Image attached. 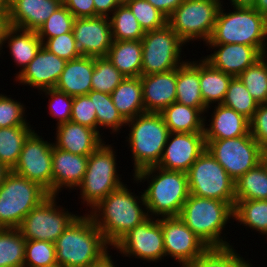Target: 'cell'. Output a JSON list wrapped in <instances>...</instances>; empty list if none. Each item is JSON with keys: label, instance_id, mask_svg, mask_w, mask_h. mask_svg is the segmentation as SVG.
<instances>
[{"label": "cell", "instance_id": "obj_1", "mask_svg": "<svg viewBox=\"0 0 267 267\" xmlns=\"http://www.w3.org/2000/svg\"><path fill=\"white\" fill-rule=\"evenodd\" d=\"M126 185H121L88 211L110 247L149 217L143 192L136 196Z\"/></svg>", "mask_w": 267, "mask_h": 267}, {"label": "cell", "instance_id": "obj_2", "mask_svg": "<svg viewBox=\"0 0 267 267\" xmlns=\"http://www.w3.org/2000/svg\"><path fill=\"white\" fill-rule=\"evenodd\" d=\"M133 176L134 183L143 180L148 182L143 190L148 216L160 218L180 215L190 194L187 173L150 166L137 171Z\"/></svg>", "mask_w": 267, "mask_h": 267}, {"label": "cell", "instance_id": "obj_3", "mask_svg": "<svg viewBox=\"0 0 267 267\" xmlns=\"http://www.w3.org/2000/svg\"><path fill=\"white\" fill-rule=\"evenodd\" d=\"M109 246L89 213L78 215L55 242L56 262L63 267H88Z\"/></svg>", "mask_w": 267, "mask_h": 267}, {"label": "cell", "instance_id": "obj_4", "mask_svg": "<svg viewBox=\"0 0 267 267\" xmlns=\"http://www.w3.org/2000/svg\"><path fill=\"white\" fill-rule=\"evenodd\" d=\"M223 3L217 14L215 27L206 44H234L253 46L267 54V17L253 7H235L225 12Z\"/></svg>", "mask_w": 267, "mask_h": 267}, {"label": "cell", "instance_id": "obj_5", "mask_svg": "<svg viewBox=\"0 0 267 267\" xmlns=\"http://www.w3.org/2000/svg\"><path fill=\"white\" fill-rule=\"evenodd\" d=\"M179 217L209 248L232 246L221 236L230 219L234 220L230 203L189 194Z\"/></svg>", "mask_w": 267, "mask_h": 267}, {"label": "cell", "instance_id": "obj_6", "mask_svg": "<svg viewBox=\"0 0 267 267\" xmlns=\"http://www.w3.org/2000/svg\"><path fill=\"white\" fill-rule=\"evenodd\" d=\"M130 133L126 136L134 161L133 171L156 166L163 154L169 135L160 113H143L126 121Z\"/></svg>", "mask_w": 267, "mask_h": 267}, {"label": "cell", "instance_id": "obj_7", "mask_svg": "<svg viewBox=\"0 0 267 267\" xmlns=\"http://www.w3.org/2000/svg\"><path fill=\"white\" fill-rule=\"evenodd\" d=\"M103 142L88 156L87 168L82 183L76 188L80 190L81 202L90 210L108 194L123 185L116 163V152L113 146Z\"/></svg>", "mask_w": 267, "mask_h": 267}, {"label": "cell", "instance_id": "obj_8", "mask_svg": "<svg viewBox=\"0 0 267 267\" xmlns=\"http://www.w3.org/2000/svg\"><path fill=\"white\" fill-rule=\"evenodd\" d=\"M49 193L12 170L0 187V228H18L25 216Z\"/></svg>", "mask_w": 267, "mask_h": 267}, {"label": "cell", "instance_id": "obj_9", "mask_svg": "<svg viewBox=\"0 0 267 267\" xmlns=\"http://www.w3.org/2000/svg\"><path fill=\"white\" fill-rule=\"evenodd\" d=\"M223 0H184L168 18V25L185 43H207L214 31Z\"/></svg>", "mask_w": 267, "mask_h": 267}, {"label": "cell", "instance_id": "obj_10", "mask_svg": "<svg viewBox=\"0 0 267 267\" xmlns=\"http://www.w3.org/2000/svg\"><path fill=\"white\" fill-rule=\"evenodd\" d=\"M187 176L190 194L235 206V181L207 149L192 164Z\"/></svg>", "mask_w": 267, "mask_h": 267}, {"label": "cell", "instance_id": "obj_11", "mask_svg": "<svg viewBox=\"0 0 267 267\" xmlns=\"http://www.w3.org/2000/svg\"><path fill=\"white\" fill-rule=\"evenodd\" d=\"M206 149L236 181L248 170L255 168L267 157V152L251 136L221 140H205Z\"/></svg>", "mask_w": 267, "mask_h": 267}, {"label": "cell", "instance_id": "obj_12", "mask_svg": "<svg viewBox=\"0 0 267 267\" xmlns=\"http://www.w3.org/2000/svg\"><path fill=\"white\" fill-rule=\"evenodd\" d=\"M141 41V75L167 72L186 61L181 58V52H184L182 47L186 44L168 24L163 28L145 32Z\"/></svg>", "mask_w": 267, "mask_h": 267}, {"label": "cell", "instance_id": "obj_13", "mask_svg": "<svg viewBox=\"0 0 267 267\" xmlns=\"http://www.w3.org/2000/svg\"><path fill=\"white\" fill-rule=\"evenodd\" d=\"M57 195H49L22 220L18 230L25 240H44L55 243L57 238L78 216L57 205ZM67 210V211H66Z\"/></svg>", "mask_w": 267, "mask_h": 267}, {"label": "cell", "instance_id": "obj_14", "mask_svg": "<svg viewBox=\"0 0 267 267\" xmlns=\"http://www.w3.org/2000/svg\"><path fill=\"white\" fill-rule=\"evenodd\" d=\"M53 145L33 130L26 138L18 162L12 169L16 174L38 183L49 195H52Z\"/></svg>", "mask_w": 267, "mask_h": 267}, {"label": "cell", "instance_id": "obj_15", "mask_svg": "<svg viewBox=\"0 0 267 267\" xmlns=\"http://www.w3.org/2000/svg\"><path fill=\"white\" fill-rule=\"evenodd\" d=\"M146 262L162 261L165 255L160 218L148 217L126 233L111 249Z\"/></svg>", "mask_w": 267, "mask_h": 267}, {"label": "cell", "instance_id": "obj_16", "mask_svg": "<svg viewBox=\"0 0 267 267\" xmlns=\"http://www.w3.org/2000/svg\"><path fill=\"white\" fill-rule=\"evenodd\" d=\"M165 255L181 267L199 258L209 247L184 223L179 216L160 217Z\"/></svg>", "mask_w": 267, "mask_h": 267}, {"label": "cell", "instance_id": "obj_17", "mask_svg": "<svg viewBox=\"0 0 267 267\" xmlns=\"http://www.w3.org/2000/svg\"><path fill=\"white\" fill-rule=\"evenodd\" d=\"M205 149L204 132L169 133L163 154L156 166L168 171L187 173Z\"/></svg>", "mask_w": 267, "mask_h": 267}, {"label": "cell", "instance_id": "obj_18", "mask_svg": "<svg viewBox=\"0 0 267 267\" xmlns=\"http://www.w3.org/2000/svg\"><path fill=\"white\" fill-rule=\"evenodd\" d=\"M72 31L82 56L106 57L113 42L109 17L75 18Z\"/></svg>", "mask_w": 267, "mask_h": 267}, {"label": "cell", "instance_id": "obj_19", "mask_svg": "<svg viewBox=\"0 0 267 267\" xmlns=\"http://www.w3.org/2000/svg\"><path fill=\"white\" fill-rule=\"evenodd\" d=\"M66 62L42 46L35 58L15 76V81L38 91L55 88Z\"/></svg>", "mask_w": 267, "mask_h": 267}, {"label": "cell", "instance_id": "obj_20", "mask_svg": "<svg viewBox=\"0 0 267 267\" xmlns=\"http://www.w3.org/2000/svg\"><path fill=\"white\" fill-rule=\"evenodd\" d=\"M205 45L214 50L203 58L214 68L233 77H238L264 56L257 48L239 43Z\"/></svg>", "mask_w": 267, "mask_h": 267}, {"label": "cell", "instance_id": "obj_21", "mask_svg": "<svg viewBox=\"0 0 267 267\" xmlns=\"http://www.w3.org/2000/svg\"><path fill=\"white\" fill-rule=\"evenodd\" d=\"M87 162L88 156L73 154L53 145L52 195L59 196L64 188L76 189L83 181Z\"/></svg>", "mask_w": 267, "mask_h": 267}, {"label": "cell", "instance_id": "obj_22", "mask_svg": "<svg viewBox=\"0 0 267 267\" xmlns=\"http://www.w3.org/2000/svg\"><path fill=\"white\" fill-rule=\"evenodd\" d=\"M140 79L145 112L160 113L176 101L177 68Z\"/></svg>", "mask_w": 267, "mask_h": 267}, {"label": "cell", "instance_id": "obj_23", "mask_svg": "<svg viewBox=\"0 0 267 267\" xmlns=\"http://www.w3.org/2000/svg\"><path fill=\"white\" fill-rule=\"evenodd\" d=\"M62 4L59 0H11L10 25L37 32Z\"/></svg>", "mask_w": 267, "mask_h": 267}, {"label": "cell", "instance_id": "obj_24", "mask_svg": "<svg viewBox=\"0 0 267 267\" xmlns=\"http://www.w3.org/2000/svg\"><path fill=\"white\" fill-rule=\"evenodd\" d=\"M54 145L67 152L89 156L103 142V137L93 129L68 121L56 126Z\"/></svg>", "mask_w": 267, "mask_h": 267}, {"label": "cell", "instance_id": "obj_25", "mask_svg": "<svg viewBox=\"0 0 267 267\" xmlns=\"http://www.w3.org/2000/svg\"><path fill=\"white\" fill-rule=\"evenodd\" d=\"M211 122H204L205 140H221L247 135L250 132L249 120L234 109L223 104L214 105ZM208 126V127H207Z\"/></svg>", "mask_w": 267, "mask_h": 267}, {"label": "cell", "instance_id": "obj_26", "mask_svg": "<svg viewBox=\"0 0 267 267\" xmlns=\"http://www.w3.org/2000/svg\"><path fill=\"white\" fill-rule=\"evenodd\" d=\"M94 57L80 56L66 62L55 86L58 91L70 96L87 95L92 90L91 77Z\"/></svg>", "mask_w": 267, "mask_h": 267}, {"label": "cell", "instance_id": "obj_27", "mask_svg": "<svg viewBox=\"0 0 267 267\" xmlns=\"http://www.w3.org/2000/svg\"><path fill=\"white\" fill-rule=\"evenodd\" d=\"M207 109L193 108L175 101L160 114L170 133H195L204 132Z\"/></svg>", "mask_w": 267, "mask_h": 267}, {"label": "cell", "instance_id": "obj_28", "mask_svg": "<svg viewBox=\"0 0 267 267\" xmlns=\"http://www.w3.org/2000/svg\"><path fill=\"white\" fill-rule=\"evenodd\" d=\"M4 45L7 43L9 54H11L15 65L22 67L16 76L35 58L36 53L42 47V41L36 31L24 30L16 27H10L4 39Z\"/></svg>", "mask_w": 267, "mask_h": 267}, {"label": "cell", "instance_id": "obj_29", "mask_svg": "<svg viewBox=\"0 0 267 267\" xmlns=\"http://www.w3.org/2000/svg\"><path fill=\"white\" fill-rule=\"evenodd\" d=\"M233 76L214 68L203 57L199 59V82L204 104L210 110L212 104H222ZM217 102V103H216Z\"/></svg>", "mask_w": 267, "mask_h": 267}, {"label": "cell", "instance_id": "obj_30", "mask_svg": "<svg viewBox=\"0 0 267 267\" xmlns=\"http://www.w3.org/2000/svg\"><path fill=\"white\" fill-rule=\"evenodd\" d=\"M110 95L125 121L145 113L140 77H125Z\"/></svg>", "mask_w": 267, "mask_h": 267}, {"label": "cell", "instance_id": "obj_31", "mask_svg": "<svg viewBox=\"0 0 267 267\" xmlns=\"http://www.w3.org/2000/svg\"><path fill=\"white\" fill-rule=\"evenodd\" d=\"M125 77H140L142 69V41H114L106 55Z\"/></svg>", "mask_w": 267, "mask_h": 267}, {"label": "cell", "instance_id": "obj_32", "mask_svg": "<svg viewBox=\"0 0 267 267\" xmlns=\"http://www.w3.org/2000/svg\"><path fill=\"white\" fill-rule=\"evenodd\" d=\"M176 102L193 108H208L203 102L200 90L199 60L186 59L177 68Z\"/></svg>", "mask_w": 267, "mask_h": 267}, {"label": "cell", "instance_id": "obj_33", "mask_svg": "<svg viewBox=\"0 0 267 267\" xmlns=\"http://www.w3.org/2000/svg\"><path fill=\"white\" fill-rule=\"evenodd\" d=\"M235 199L267 200V157L235 181Z\"/></svg>", "mask_w": 267, "mask_h": 267}, {"label": "cell", "instance_id": "obj_34", "mask_svg": "<svg viewBox=\"0 0 267 267\" xmlns=\"http://www.w3.org/2000/svg\"><path fill=\"white\" fill-rule=\"evenodd\" d=\"M33 130L31 126L0 128V162L12 170L18 162L26 138Z\"/></svg>", "mask_w": 267, "mask_h": 267}, {"label": "cell", "instance_id": "obj_35", "mask_svg": "<svg viewBox=\"0 0 267 267\" xmlns=\"http://www.w3.org/2000/svg\"><path fill=\"white\" fill-rule=\"evenodd\" d=\"M234 220L266 236L267 200H238L234 206Z\"/></svg>", "mask_w": 267, "mask_h": 267}, {"label": "cell", "instance_id": "obj_36", "mask_svg": "<svg viewBox=\"0 0 267 267\" xmlns=\"http://www.w3.org/2000/svg\"><path fill=\"white\" fill-rule=\"evenodd\" d=\"M26 240L18 228H0V267H23Z\"/></svg>", "mask_w": 267, "mask_h": 267}, {"label": "cell", "instance_id": "obj_37", "mask_svg": "<svg viewBox=\"0 0 267 267\" xmlns=\"http://www.w3.org/2000/svg\"><path fill=\"white\" fill-rule=\"evenodd\" d=\"M87 95L96 110L97 133L101 137L103 133L100 134L99 128H109L112 130L111 134H117L122 127L126 126V121L114 106L110 94L91 90Z\"/></svg>", "mask_w": 267, "mask_h": 267}, {"label": "cell", "instance_id": "obj_38", "mask_svg": "<svg viewBox=\"0 0 267 267\" xmlns=\"http://www.w3.org/2000/svg\"><path fill=\"white\" fill-rule=\"evenodd\" d=\"M109 20L114 41L141 40L145 35L138 20L124 2L113 11Z\"/></svg>", "mask_w": 267, "mask_h": 267}, {"label": "cell", "instance_id": "obj_39", "mask_svg": "<svg viewBox=\"0 0 267 267\" xmlns=\"http://www.w3.org/2000/svg\"><path fill=\"white\" fill-rule=\"evenodd\" d=\"M185 267H253L233 246L208 248L199 258Z\"/></svg>", "mask_w": 267, "mask_h": 267}, {"label": "cell", "instance_id": "obj_40", "mask_svg": "<svg viewBox=\"0 0 267 267\" xmlns=\"http://www.w3.org/2000/svg\"><path fill=\"white\" fill-rule=\"evenodd\" d=\"M238 77L258 104H267V54Z\"/></svg>", "mask_w": 267, "mask_h": 267}, {"label": "cell", "instance_id": "obj_41", "mask_svg": "<svg viewBox=\"0 0 267 267\" xmlns=\"http://www.w3.org/2000/svg\"><path fill=\"white\" fill-rule=\"evenodd\" d=\"M125 79V76L107 57H94V71L91 77L93 91L111 94Z\"/></svg>", "mask_w": 267, "mask_h": 267}, {"label": "cell", "instance_id": "obj_42", "mask_svg": "<svg viewBox=\"0 0 267 267\" xmlns=\"http://www.w3.org/2000/svg\"><path fill=\"white\" fill-rule=\"evenodd\" d=\"M222 104L234 109L249 121L253 118L258 107V103L250 95L239 77L231 79Z\"/></svg>", "mask_w": 267, "mask_h": 267}, {"label": "cell", "instance_id": "obj_43", "mask_svg": "<svg viewBox=\"0 0 267 267\" xmlns=\"http://www.w3.org/2000/svg\"><path fill=\"white\" fill-rule=\"evenodd\" d=\"M124 3L132 11L144 32L157 30L168 24V18L147 0H126Z\"/></svg>", "mask_w": 267, "mask_h": 267}, {"label": "cell", "instance_id": "obj_44", "mask_svg": "<svg viewBox=\"0 0 267 267\" xmlns=\"http://www.w3.org/2000/svg\"><path fill=\"white\" fill-rule=\"evenodd\" d=\"M56 263L55 243L44 240H26L23 267H46Z\"/></svg>", "mask_w": 267, "mask_h": 267}, {"label": "cell", "instance_id": "obj_45", "mask_svg": "<svg viewBox=\"0 0 267 267\" xmlns=\"http://www.w3.org/2000/svg\"><path fill=\"white\" fill-rule=\"evenodd\" d=\"M74 20L73 14L62 4L39 28L38 37L43 43L46 39L72 32Z\"/></svg>", "mask_w": 267, "mask_h": 267}, {"label": "cell", "instance_id": "obj_46", "mask_svg": "<svg viewBox=\"0 0 267 267\" xmlns=\"http://www.w3.org/2000/svg\"><path fill=\"white\" fill-rule=\"evenodd\" d=\"M25 106L21 101L0 94V128L31 126L26 119Z\"/></svg>", "mask_w": 267, "mask_h": 267}, {"label": "cell", "instance_id": "obj_47", "mask_svg": "<svg viewBox=\"0 0 267 267\" xmlns=\"http://www.w3.org/2000/svg\"><path fill=\"white\" fill-rule=\"evenodd\" d=\"M39 92H44L46 97L50 96L48 101L49 115L57 119L56 126L70 121L73 96L58 91L55 88L45 89Z\"/></svg>", "mask_w": 267, "mask_h": 267}, {"label": "cell", "instance_id": "obj_48", "mask_svg": "<svg viewBox=\"0 0 267 267\" xmlns=\"http://www.w3.org/2000/svg\"><path fill=\"white\" fill-rule=\"evenodd\" d=\"M42 46L56 56L65 59L66 61L76 59L81 56L76 45L73 31L61 34L54 38L46 39Z\"/></svg>", "mask_w": 267, "mask_h": 267}, {"label": "cell", "instance_id": "obj_49", "mask_svg": "<svg viewBox=\"0 0 267 267\" xmlns=\"http://www.w3.org/2000/svg\"><path fill=\"white\" fill-rule=\"evenodd\" d=\"M70 121L89 127L97 132L96 110L88 95L73 97Z\"/></svg>", "mask_w": 267, "mask_h": 267}, {"label": "cell", "instance_id": "obj_50", "mask_svg": "<svg viewBox=\"0 0 267 267\" xmlns=\"http://www.w3.org/2000/svg\"><path fill=\"white\" fill-rule=\"evenodd\" d=\"M249 126L251 136L267 152V104H258Z\"/></svg>", "mask_w": 267, "mask_h": 267}, {"label": "cell", "instance_id": "obj_51", "mask_svg": "<svg viewBox=\"0 0 267 267\" xmlns=\"http://www.w3.org/2000/svg\"><path fill=\"white\" fill-rule=\"evenodd\" d=\"M63 5L75 18L95 17L93 0H65Z\"/></svg>", "mask_w": 267, "mask_h": 267}, {"label": "cell", "instance_id": "obj_52", "mask_svg": "<svg viewBox=\"0 0 267 267\" xmlns=\"http://www.w3.org/2000/svg\"><path fill=\"white\" fill-rule=\"evenodd\" d=\"M95 6V17H109L113 11L122 3L121 0H93Z\"/></svg>", "mask_w": 267, "mask_h": 267}, {"label": "cell", "instance_id": "obj_53", "mask_svg": "<svg viewBox=\"0 0 267 267\" xmlns=\"http://www.w3.org/2000/svg\"><path fill=\"white\" fill-rule=\"evenodd\" d=\"M152 6H154L158 11L163 13L167 18L171 16L174 10L184 1V0H147Z\"/></svg>", "mask_w": 267, "mask_h": 267}, {"label": "cell", "instance_id": "obj_54", "mask_svg": "<svg viewBox=\"0 0 267 267\" xmlns=\"http://www.w3.org/2000/svg\"><path fill=\"white\" fill-rule=\"evenodd\" d=\"M10 27L9 10L0 9V54L2 53L6 33Z\"/></svg>", "mask_w": 267, "mask_h": 267}, {"label": "cell", "instance_id": "obj_55", "mask_svg": "<svg viewBox=\"0 0 267 267\" xmlns=\"http://www.w3.org/2000/svg\"><path fill=\"white\" fill-rule=\"evenodd\" d=\"M108 252L110 251L105 252L98 260L92 262L88 267H115L116 265Z\"/></svg>", "mask_w": 267, "mask_h": 267}, {"label": "cell", "instance_id": "obj_56", "mask_svg": "<svg viewBox=\"0 0 267 267\" xmlns=\"http://www.w3.org/2000/svg\"><path fill=\"white\" fill-rule=\"evenodd\" d=\"M231 6L235 7H254L257 0H229Z\"/></svg>", "mask_w": 267, "mask_h": 267}, {"label": "cell", "instance_id": "obj_57", "mask_svg": "<svg viewBox=\"0 0 267 267\" xmlns=\"http://www.w3.org/2000/svg\"><path fill=\"white\" fill-rule=\"evenodd\" d=\"M253 8L267 17V0H257Z\"/></svg>", "mask_w": 267, "mask_h": 267}, {"label": "cell", "instance_id": "obj_58", "mask_svg": "<svg viewBox=\"0 0 267 267\" xmlns=\"http://www.w3.org/2000/svg\"><path fill=\"white\" fill-rule=\"evenodd\" d=\"M10 171L11 169H9L5 164L0 162V187L4 183V180Z\"/></svg>", "mask_w": 267, "mask_h": 267}, {"label": "cell", "instance_id": "obj_59", "mask_svg": "<svg viewBox=\"0 0 267 267\" xmlns=\"http://www.w3.org/2000/svg\"><path fill=\"white\" fill-rule=\"evenodd\" d=\"M11 0H0V9L9 10Z\"/></svg>", "mask_w": 267, "mask_h": 267}, {"label": "cell", "instance_id": "obj_60", "mask_svg": "<svg viewBox=\"0 0 267 267\" xmlns=\"http://www.w3.org/2000/svg\"><path fill=\"white\" fill-rule=\"evenodd\" d=\"M46 267H63V266H61V265H59V264H54V265H51V266H46Z\"/></svg>", "mask_w": 267, "mask_h": 267}]
</instances>
